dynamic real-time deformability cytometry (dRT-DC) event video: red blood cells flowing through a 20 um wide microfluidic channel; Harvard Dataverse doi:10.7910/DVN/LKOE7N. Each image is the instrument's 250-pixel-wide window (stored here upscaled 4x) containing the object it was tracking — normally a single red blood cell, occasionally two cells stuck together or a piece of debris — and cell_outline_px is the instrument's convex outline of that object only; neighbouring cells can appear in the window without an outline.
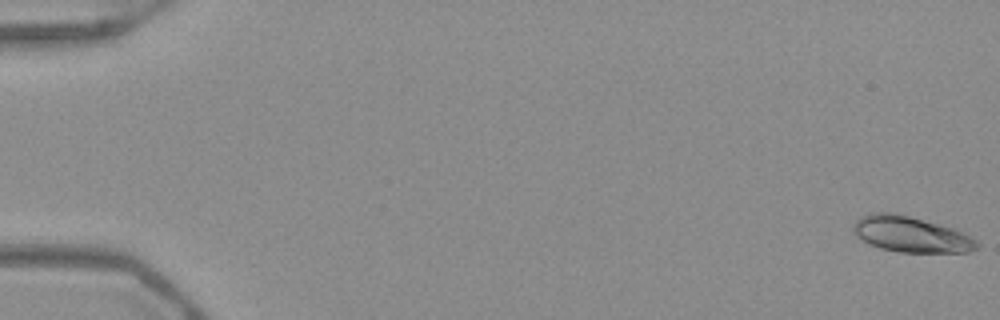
{"species": "Egyptian fruit bat (a non-hibernating species)", "species_latin": "Rousettus aegyptiacus", "temperature_condition": "warm", "stored_images_in_passage": 53, "camera_frame_rate_fps": 3000, "um_per_image_px": 0.085, "frame": {"image": 1, "passage_image": 1, "time_ms": 0.0, "image_size_px": [1000, 320], "cell_outline_px": [[980, 244], [976, 248], [968, 252], [900, 252], [880, 248], [868, 244], [856, 236], [852, 232], [852, 224], [856, 220], [872, 212], [896, 212], [952, 228], [976, 240]], "centroid_in_image_um": [77.36, 19.91], "position_along_channel_um": 7.6, "area_um2": 25.66}}
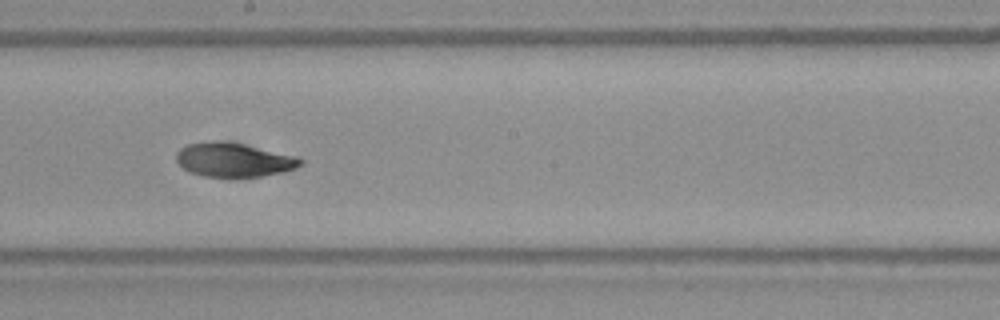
{"frame": {"image": 2, "passage_image": 31, "time_ms": 10.0, "image_size_px": [1000, 320], "cell_outline_px": [[304, 164], [296, 168], [284, 172], [260, 176], [204, 176], [192, 172], [184, 168], [176, 160], [176, 152], [180, 148], [188, 144], [208, 140], [220, 140], [244, 144], [300, 156], [304, 160]], "centroid_in_image_um": [19.93, 13.56], "position_along_channel_um": 228.3, "area_um2": 24.8}}
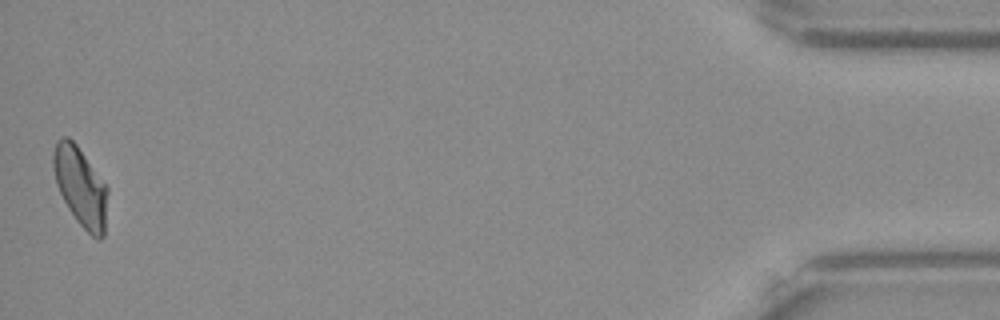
{"frame": {"image": 3, "passage_image": 53, "time_ms": 17.333, "image_size_px": [1000, 320], "cell_outline_px": [[108, 192], [104, 236], [100, 240], [96, 240], [76, 220], [68, 208], [56, 184], [52, 164], [52, 152], [56, 140], [60, 136], [68, 136], [76, 144], [108, 188]], "centroid_in_image_um": [6.83, 15.86], "position_along_channel_um": 428.4, "area_um2": 25.09}, "authors_computed_cell_mechanics": {"area_um2": 24.6806, "velocity_mm_per_s": 3.9085, "shape_relaxation_time_tau1_ms": 7.8002, "shape_relaxation_time_tau2_ms": 2.9931, "deformation_change_tau1": 0.1987, "deformation_change_tau2": 0.0731}}